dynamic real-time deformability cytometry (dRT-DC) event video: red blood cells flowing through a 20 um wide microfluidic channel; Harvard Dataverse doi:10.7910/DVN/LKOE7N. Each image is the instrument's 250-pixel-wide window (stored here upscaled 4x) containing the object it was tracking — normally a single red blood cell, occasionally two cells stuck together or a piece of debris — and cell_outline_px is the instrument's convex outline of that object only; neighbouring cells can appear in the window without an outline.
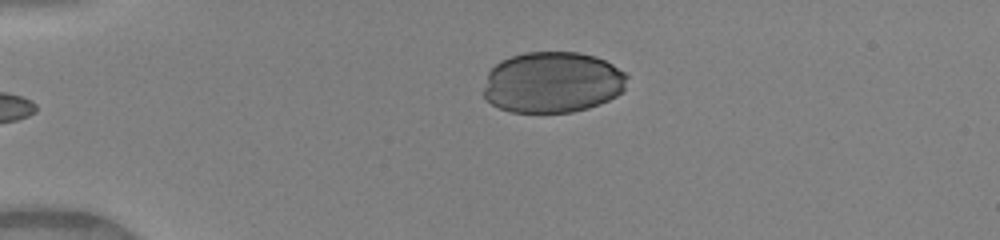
{"species": "human", "species_latin": "Homo sapiens", "temperature_condition": "warm", "stored_images_in_passage": 21, "camera_frame_rate_fps": 3000, "um_per_image_px": 0.085, "donor": {"sex": "female"}, "frame": {"image": 1, "passage_image": 1, "time_ms": 0.0, "image_size_px": [1000, 240], "cell_outline_px": [[628, 76], [624, 88], [616, 96], [600, 104], [588, 108], [572, 112], [512, 112], [500, 108], [492, 104], [484, 96], [484, 88], [488, 72], [500, 60], [524, 52], [580, 52], [596, 56], [612, 64], [624, 72]], "centroid_in_image_um": [46.97, 6.99], "position_along_channel_um": 38.0, "area_um2": 51.15}}
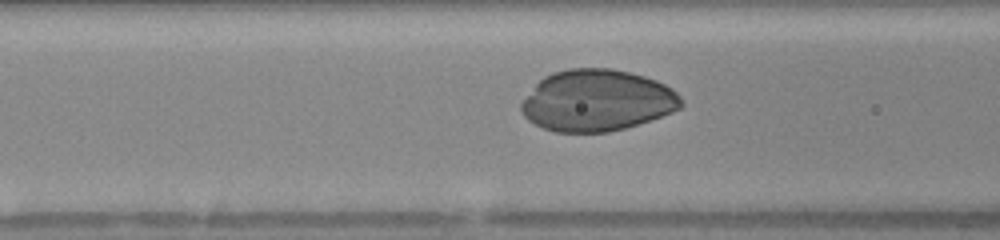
{"frame": {"image": 2, "passage_image": 7, "time_ms": 2.0, "image_size_px": [1000, 240], "cell_outline_px": [[684, 104], [680, 108], [672, 112], [624, 128], [608, 132], [556, 132], [544, 128], [528, 120], [520, 112], [520, 104], [536, 84], [544, 76], [552, 72], [568, 68], [612, 68], [644, 76], [656, 80], [672, 88], [680, 96]], "centroid_in_image_um": [50.73, 8.53], "position_along_channel_um": 115.9, "area_um2": 57.16}}
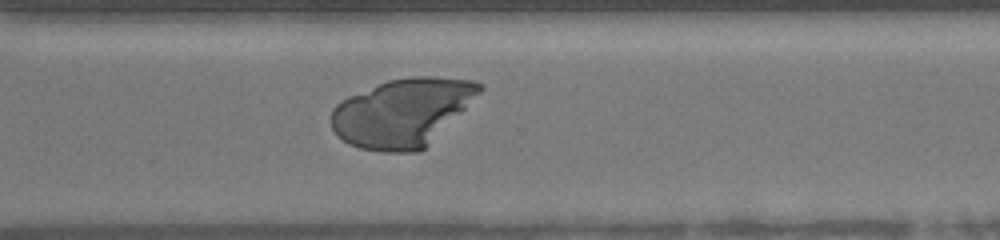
{"frame": {"image": 3, "passage_image": 17, "time_ms": 5.333, "image_size_px": [1000, 240], "cell_outline_px": [[484, 88], [420, 152], [384, 152], [360, 148], [348, 144], [332, 128], [332, 108], [336, 104], [348, 96], [388, 80], [412, 76], [432, 76], [472, 80], [484, 84]], "centroid_in_image_um": [34.18, 9.55], "position_along_channel_um": 336.4, "area_um2": 58.09}}